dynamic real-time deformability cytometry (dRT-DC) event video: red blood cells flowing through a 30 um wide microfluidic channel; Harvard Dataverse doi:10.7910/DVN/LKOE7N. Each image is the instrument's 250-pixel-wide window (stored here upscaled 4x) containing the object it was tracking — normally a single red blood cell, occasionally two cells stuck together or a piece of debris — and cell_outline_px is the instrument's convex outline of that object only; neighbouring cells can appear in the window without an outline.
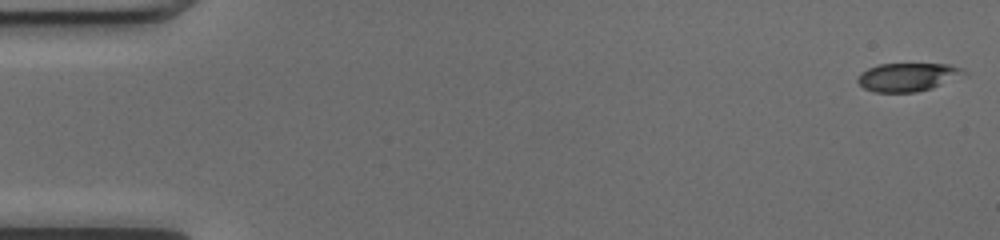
{"species": "common noctule bat (a hibernating species)", "species_latin": "Nyctalus noctula", "temperature_condition": "cold", "stored_images_in_passage": 51, "camera_frame_rate_fps": 3000, "um_per_image_px": 0.085, "animal": {"sex": "female", "body_mass_g": 17.0, "forearm_length_mm": 48.0}, "frame": {"image": 1, "passage_image": 1, "time_ms": 0.0, "image_size_px": [1000, 240], "cell_outline_px": [[968, 76], [932, 88], [916, 92], [872, 92], [864, 88], [856, 80], [860, 72], [868, 68], [880, 64], [948, 64], [964, 68], [968, 72]], "centroid_in_image_um": [77.24, 6.55], "position_along_channel_um": 7.8, "area_um2": 17.98}}
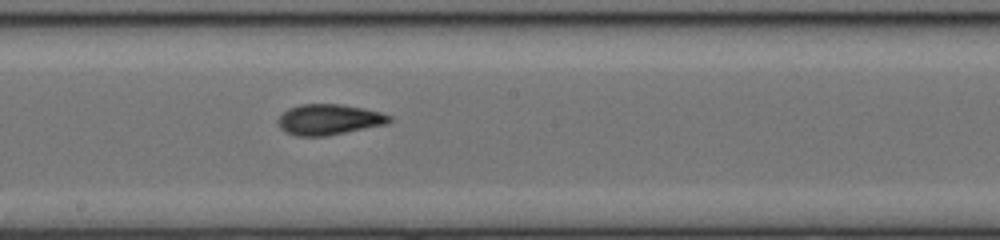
{"frame": {"image": 2, "passage_image": 28, "time_ms": 9.0, "image_size_px": [1000, 240], "cell_outline_px": [[392, 120], [384, 124], [328, 136], [296, 136], [280, 128], [276, 120], [288, 108], [300, 104], [340, 104], [364, 108], [380, 112], [392, 116]], "centroid_in_image_um": [27.94, 10.15], "position_along_channel_um": 220.3, "area_um2": 19.83}}
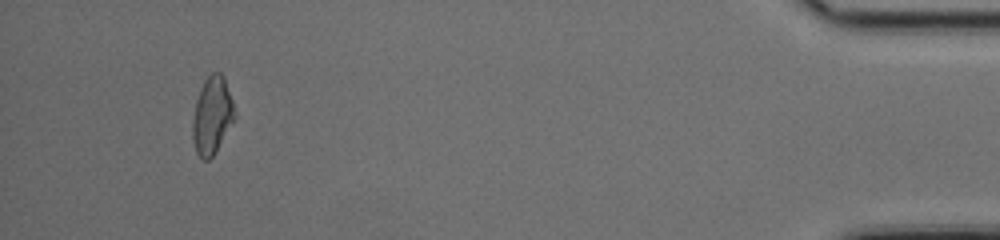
{"frame": {"image": 3, "passage_image": 48, "time_ms": 15.667, "image_size_px": [1000, 240], "cell_outline_px": [[236, 116], [216, 152], [208, 160], [204, 160], [196, 152], [192, 140], [192, 120], [196, 100], [200, 88], [204, 80], [212, 72], [220, 72], [224, 76], [232, 100]], "centroid_in_image_um": [18.02, 9.81], "position_along_channel_um": 417.2, "area_um2": 19.02}, "authors_computed_cell_mechanics": {"area_um2": 19.0162, "velocity_mm_per_s": 4.065, "shape_relaxation_time_tau1_ms": 8.6213, "shape_relaxation_time_tau2_ms": 1.6869, "deformation_change_tau1": 0.2065, "deformation_change_tau2": 0.0653}}